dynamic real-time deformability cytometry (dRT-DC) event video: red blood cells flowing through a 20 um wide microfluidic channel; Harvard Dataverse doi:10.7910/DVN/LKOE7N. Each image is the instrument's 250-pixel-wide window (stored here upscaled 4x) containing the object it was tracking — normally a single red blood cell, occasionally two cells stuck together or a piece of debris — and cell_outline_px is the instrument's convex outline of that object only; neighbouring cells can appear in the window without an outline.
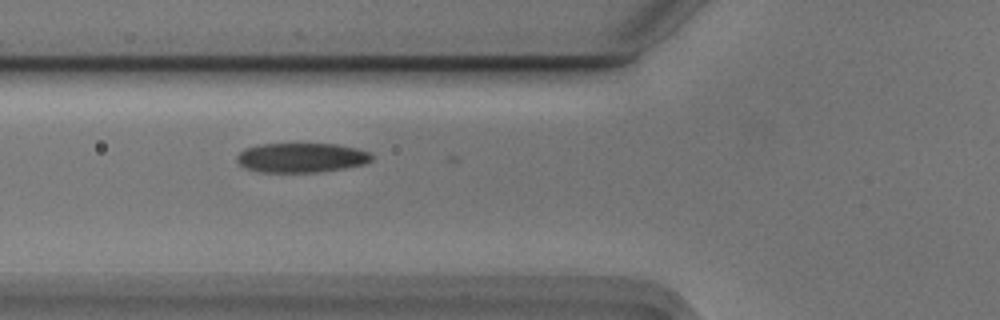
{"species": "Egyptian fruit bat (a non-hibernating species)", "species_latin": "Rousettus aegyptiacus", "temperature_condition": "cold", "stored_images_in_passage": 29, "camera_frame_rate_fps": 3000, "um_per_image_px": 0.085, "animal": {"sex": "male"}, "frame": {"image": 1, "passage_image": 11, "time_ms": 3.333, "image_size_px": [1000, 320], "cell_outline_px": [[372, 160], [364, 164], [344, 168], [320, 172], [260, 172], [244, 168], [236, 160], [236, 156], [244, 148], [260, 144], [336, 144], [356, 148], [368, 152], [372, 156]], "centroid_in_image_um": [25.58, 13.4], "position_along_channel_um": 100.2, "area_um2": 23.24}}
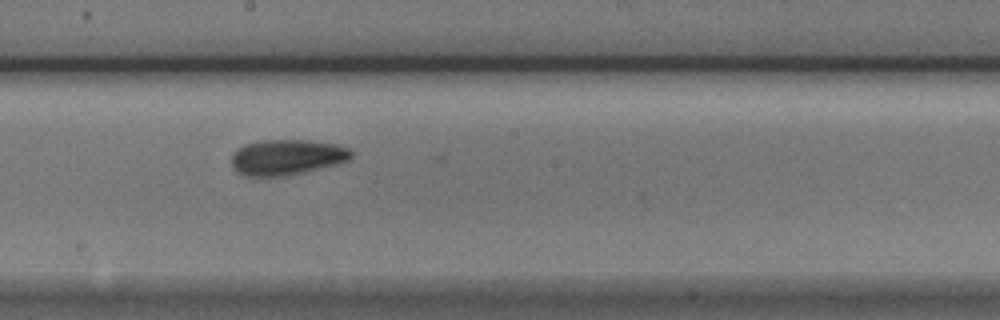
{"frame": {"image": 2, "passage_image": 21, "time_ms": 6.667, "image_size_px": [1000, 320], "cell_outline_px": [[352, 156], [348, 160], [336, 164], [304, 172], [284, 176], [244, 176], [236, 172], [232, 164], [232, 152], [244, 144], [260, 140], [308, 140], [336, 144], [348, 148], [352, 152]], "centroid_in_image_um": [24.34, 13.36], "position_along_channel_um": 223.9, "area_um2": 24.85}}
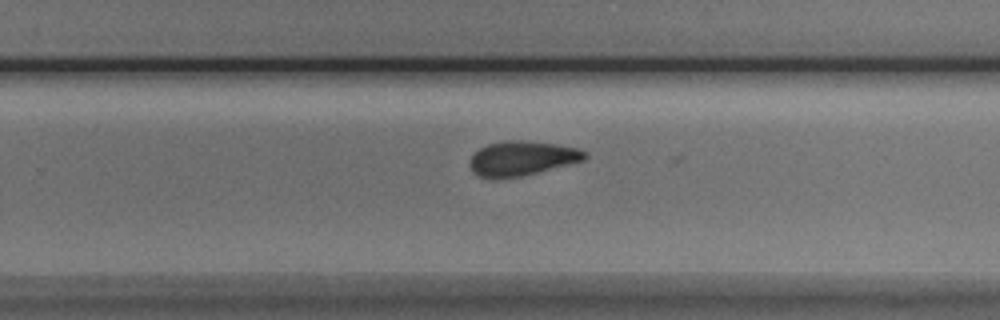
{"frame": {"image": 3, "passage_image": 26, "time_ms": 8.333, "image_size_px": [1000, 320], "cell_outline_px": [[588, 156], [584, 160], [520, 176], [496, 180], [492, 180], [476, 176], [472, 172], [468, 164], [468, 160], [480, 148], [488, 144], [504, 140], [520, 140], [556, 144], [580, 148], [588, 152]], "centroid_in_image_um": [44.31, 13.47], "position_along_channel_um": 285.5, "area_um2": 23.47}}